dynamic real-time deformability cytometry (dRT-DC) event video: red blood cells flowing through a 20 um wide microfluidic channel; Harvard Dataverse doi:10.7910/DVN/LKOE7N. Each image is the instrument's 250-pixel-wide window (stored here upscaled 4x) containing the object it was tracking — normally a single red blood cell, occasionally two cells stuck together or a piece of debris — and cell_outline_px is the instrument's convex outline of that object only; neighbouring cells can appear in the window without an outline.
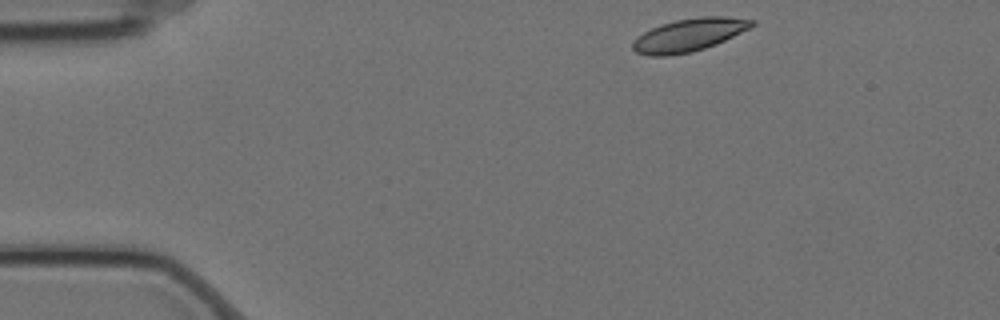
{"species": "Egyptian fruit bat (a non-hibernating species)", "species_latin": "Rousettus aegyptiacus", "temperature_condition": "cold", "stored_images_in_passage": 50, "camera_frame_rate_fps": 3000, "um_per_image_px": 0.085, "animal": {"sex": "female"}, "frame": {"image": 1, "passage_image": 1, "time_ms": 0.0, "image_size_px": [1000, 320], "cell_outline_px": [[756, 24], [716, 44], [692, 52], [668, 56], [648, 56], [636, 52], [632, 48], [632, 44], [636, 36], [660, 24], [676, 20], [700, 16], [724, 16], [756, 20]], "centroid_in_image_um": [58.53, 2.97], "position_along_channel_um": 26.5, "area_um2": 22.77}}
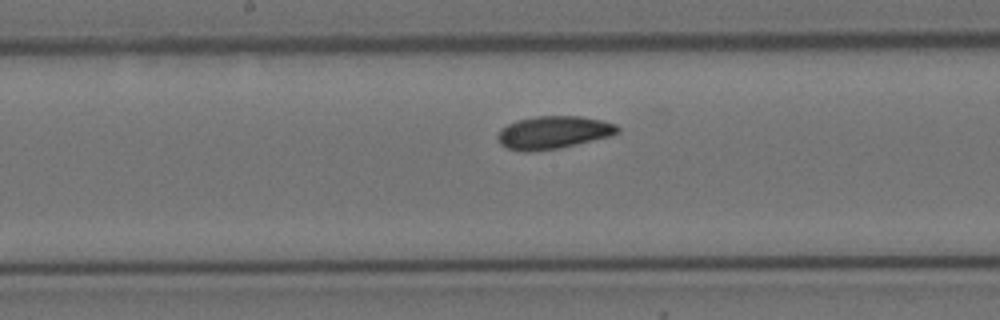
{"frame": {"image": 2, "passage_image": 22, "time_ms": 7.0, "image_size_px": [1000, 320], "cell_outline_px": [[620, 132], [612, 136], [560, 148], [532, 152], [524, 152], [508, 148], [500, 144], [496, 136], [500, 128], [516, 120], [536, 116], [580, 116], [600, 120], [616, 124], [620, 128]], "centroid_in_image_um": [47.03, 11.26], "position_along_channel_um": 201.2, "area_um2": 23.18}}
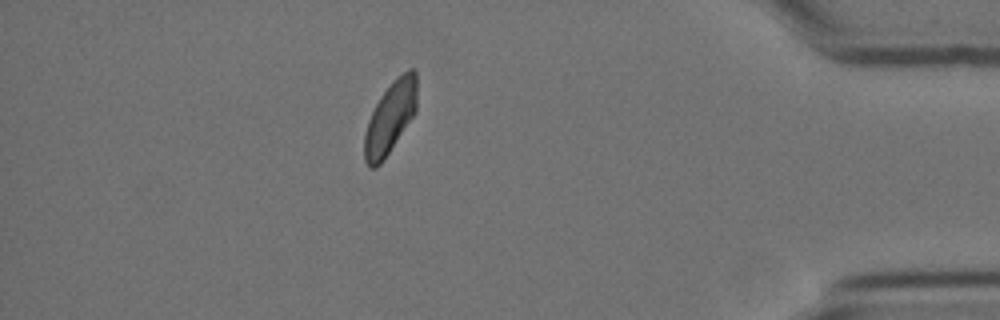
{"frame": {"image": 3, "passage_image": 43, "time_ms": 14.0, "image_size_px": [1000, 320], "cell_outline_px": [[416, 112], [380, 164], [376, 168], [368, 168], [364, 160], [364, 136], [368, 120], [380, 96], [392, 80], [396, 76], [408, 68], [412, 68], [416, 72]], "centroid_in_image_um": [33.16, 9.97], "position_along_channel_um": 402.0, "area_um2": 21.96}, "authors_computed_cell_mechanics": {"area_um2": 22.3686, "velocity_mm_per_s": 3.4629, "shape_relaxation_time_tau1_ms": 5.4315, "shape_relaxation_time_tau2_ms": 5.3451, "deformation_change_tau1": 0.1096, "deformation_change_tau2": 0.0759}}